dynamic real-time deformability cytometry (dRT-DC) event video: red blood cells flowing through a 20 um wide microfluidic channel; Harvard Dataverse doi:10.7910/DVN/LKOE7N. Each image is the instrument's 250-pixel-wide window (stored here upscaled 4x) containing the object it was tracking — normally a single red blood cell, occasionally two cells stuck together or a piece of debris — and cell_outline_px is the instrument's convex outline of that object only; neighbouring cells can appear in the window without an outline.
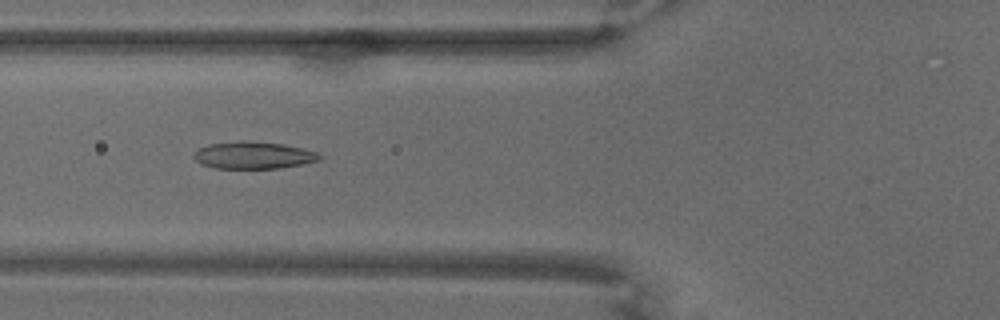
{"species": "common noctule bat (a hibernating species)", "species_latin": "Nyctalus noctula", "temperature_condition": "warm", "stored_images_in_passage": 57, "camera_frame_rate_fps": 3000, "um_per_image_px": 0.085, "animal": {"sex": "male", "body_mass_g": 18.8}, "frame": {"image": 1, "passage_image": 14, "time_ms": 4.333, "image_size_px": [1000, 320], "cell_outline_px": [[324, 156], [320, 160], [304, 164], [280, 168], [216, 168], [200, 164], [192, 156], [192, 152], [208, 144], [240, 140], [248, 140], [284, 144], [316, 152]], "centroid_in_image_um": [21.53, 13.19], "position_along_channel_um": 104.3, "area_um2": 20.11}}
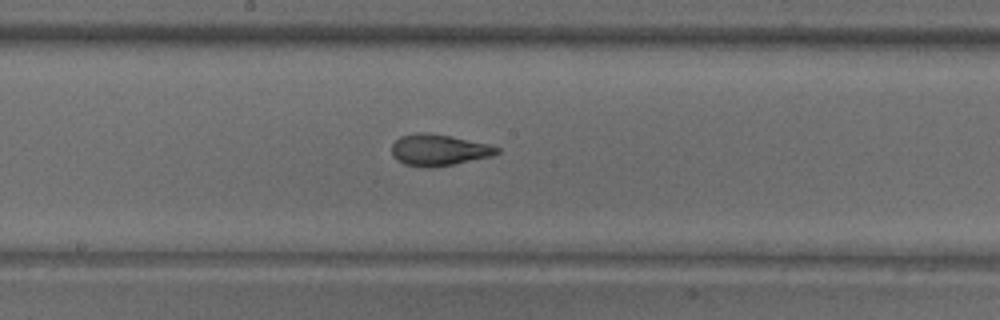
{"frame": {"image": 2, "passage_image": 25, "time_ms": 8.0, "image_size_px": [1000, 320], "cell_outline_px": [[500, 152], [492, 156], [432, 168], [424, 168], [404, 164], [396, 160], [392, 156], [392, 144], [400, 136], [416, 132], [428, 132], [452, 136], [488, 144], [500, 148]], "centroid_in_image_um": [37.26, 12.74], "position_along_channel_um": 210.9, "area_um2": 19.42}}
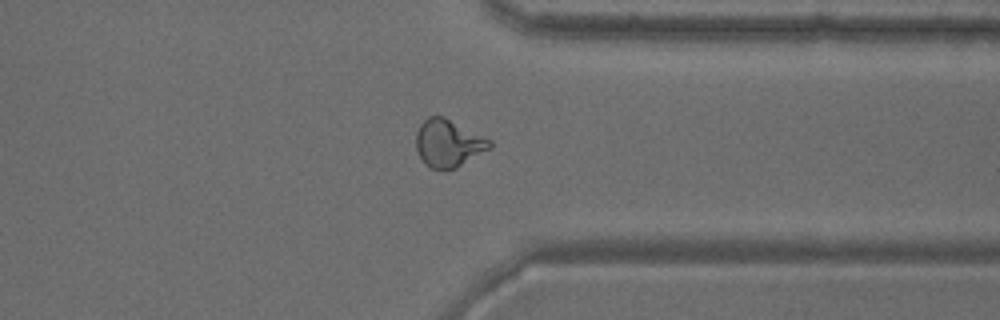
{"frame": {"image": 3, "passage_image": 42, "time_ms": 13.667, "image_size_px": [1000, 320], "cell_outline_px": [[492, 148], [456, 168], [440, 172], [424, 164], [416, 148], [416, 132], [420, 124], [428, 116], [444, 116], [492, 140]], "centroid_in_image_um": [38.12, 12.19], "position_along_channel_um": 373.3, "area_um2": 20.75}}